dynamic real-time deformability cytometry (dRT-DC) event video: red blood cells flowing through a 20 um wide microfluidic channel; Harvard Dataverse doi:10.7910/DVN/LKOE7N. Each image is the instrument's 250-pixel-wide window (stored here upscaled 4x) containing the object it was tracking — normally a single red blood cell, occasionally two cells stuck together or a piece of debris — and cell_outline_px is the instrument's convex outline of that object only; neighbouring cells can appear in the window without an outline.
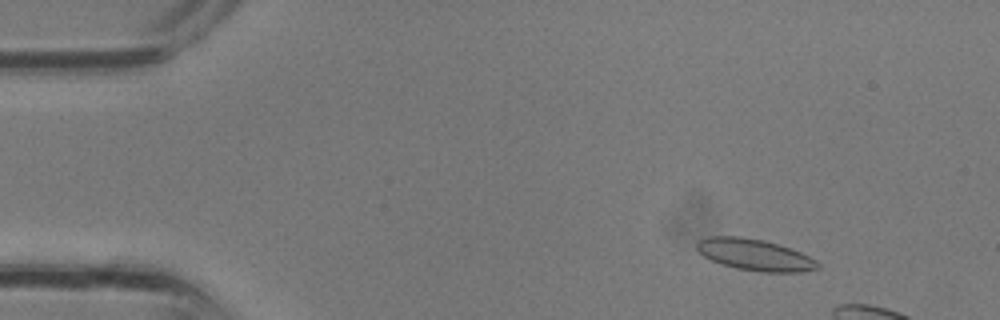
{"species": "common noctule bat (a hibernating species)", "species_latin": "Nyctalus noctula", "temperature_condition": "room temperature", "stored_images_in_passage": 8, "camera_frame_rate_fps": 3000, "um_per_image_px": 0.085, "animal": {"sex": "male", "body_mass_g": 13.3}, "frame": {"image": 1, "passage_image": 4, "time_ms": 1.0, "image_size_px": [1000, 320], "cell_outline_px": [[820, 268], [800, 272], [760, 272], [736, 268], [720, 264], [704, 256], [696, 248], [696, 244], [700, 240], [708, 236], [740, 236], [764, 240], [800, 252], [816, 260], [820, 264]], "centroid_in_image_um": [64.15, 21.66], "position_along_channel_um": 20.9, "area_um2": 22.08}}